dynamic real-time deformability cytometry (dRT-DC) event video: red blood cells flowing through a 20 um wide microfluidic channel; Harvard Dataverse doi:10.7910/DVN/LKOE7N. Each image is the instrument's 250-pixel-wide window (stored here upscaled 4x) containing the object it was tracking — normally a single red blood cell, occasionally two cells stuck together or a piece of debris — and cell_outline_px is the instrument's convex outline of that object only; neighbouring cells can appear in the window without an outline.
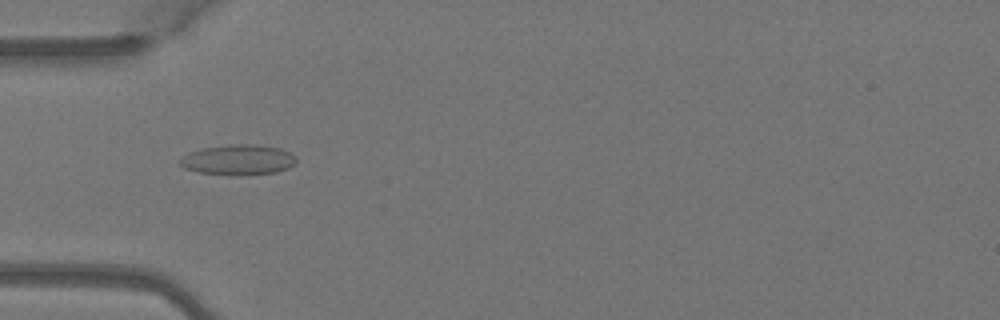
{"species": "Egyptian fruit bat (a non-hibernating species)", "species_latin": "Rousettus aegyptiacus", "temperature_condition": "warm", "stored_images_in_passage": 4, "camera_frame_rate_fps": 3000, "um_per_image_px": 0.085, "animal": {"sex": "female"}, "frame": {"image": 1, "passage_image": 3, "time_ms": 0.667, "image_size_px": [1000, 320], "cell_outline_px": [[296, 164], [288, 168], [276, 172], [240, 176], [232, 176], [200, 172], [184, 168], [180, 164], [180, 160], [188, 152], [204, 148], [232, 144], [256, 144], [280, 148], [296, 156]], "centroid_in_image_um": [20.28, 13.59], "position_along_channel_um": 64.7, "area_um2": 20.69}}
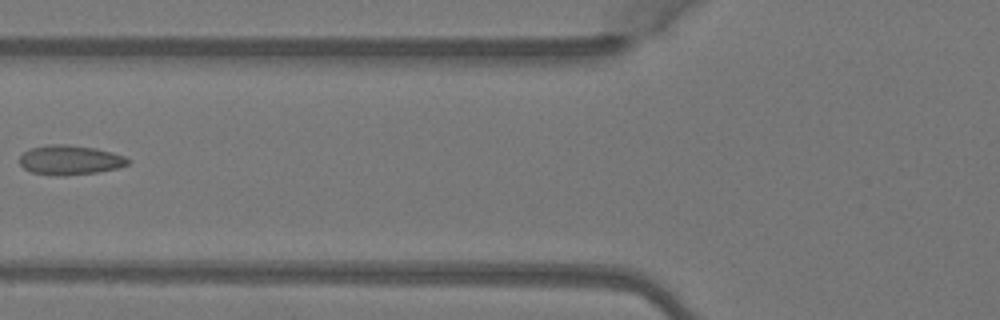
{"frame": {"image": 2, "passage_image": 4, "time_ms": 1.0, "image_size_px": [1000, 320], "cell_outline_px": [[132, 160], [128, 164], [116, 168], [96, 172], [64, 176], [56, 176], [32, 172], [24, 168], [20, 164], [20, 156], [28, 148], [44, 144], [68, 144], [96, 148], [112, 152], [124, 156]], "centroid_in_image_um": [5.93, 13.58], "position_along_channel_um": 119.9, "area_um2": 18.84}}